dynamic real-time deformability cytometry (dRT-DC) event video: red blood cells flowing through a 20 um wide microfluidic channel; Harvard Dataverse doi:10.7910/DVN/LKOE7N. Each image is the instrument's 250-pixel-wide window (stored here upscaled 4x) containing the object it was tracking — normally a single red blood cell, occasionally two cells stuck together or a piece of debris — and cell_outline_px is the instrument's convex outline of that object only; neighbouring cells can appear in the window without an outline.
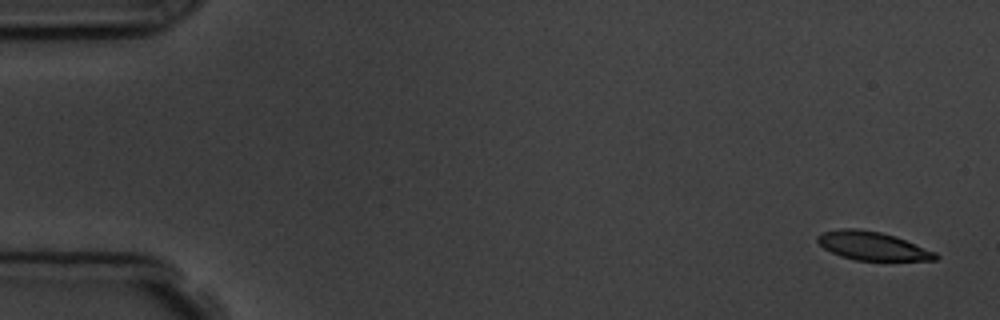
{"species": "common noctule bat (a hibernating species)", "species_latin": "Nyctalus noctula", "temperature_condition": "room temperature", "stored_images_in_passage": 5, "camera_frame_rate_fps": 3000, "um_per_image_px": 0.085, "animal": {"sex": "male", "body_mass_g": 19.5, "forearm_length_mm": 54.6}, "frame": {"image": 1, "passage_image": 1, "time_ms": 0.0, "image_size_px": [1000, 320], "cell_outline_px": [[940, 256], [936, 260], [856, 260], [840, 256], [824, 248], [816, 240], [816, 236], [824, 232], [844, 228], [860, 228], [880, 232], [896, 236], [936, 252]], "centroid_in_image_um": [74.17, 20.9], "position_along_channel_um": 10.8, "area_um2": 19.54}}
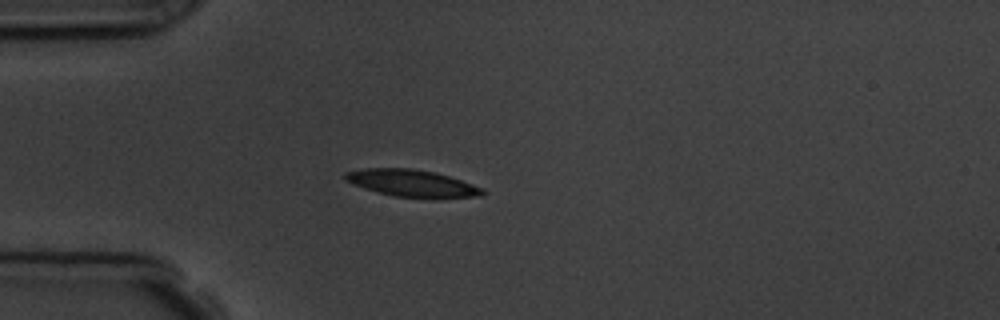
{"frame": {"image": 2, "passage_image": 4, "time_ms": 4.333, "image_size_px": [1000, 320], "cell_outline_px": [[484, 192], [480, 196], [436, 200], [396, 196], [376, 192], [344, 180], [344, 172], [364, 168], [412, 168], [432, 172], [448, 176], [484, 188]], "centroid_in_image_um": [35.05, 15.6], "position_along_channel_um": 50.0, "area_um2": 21.96}}